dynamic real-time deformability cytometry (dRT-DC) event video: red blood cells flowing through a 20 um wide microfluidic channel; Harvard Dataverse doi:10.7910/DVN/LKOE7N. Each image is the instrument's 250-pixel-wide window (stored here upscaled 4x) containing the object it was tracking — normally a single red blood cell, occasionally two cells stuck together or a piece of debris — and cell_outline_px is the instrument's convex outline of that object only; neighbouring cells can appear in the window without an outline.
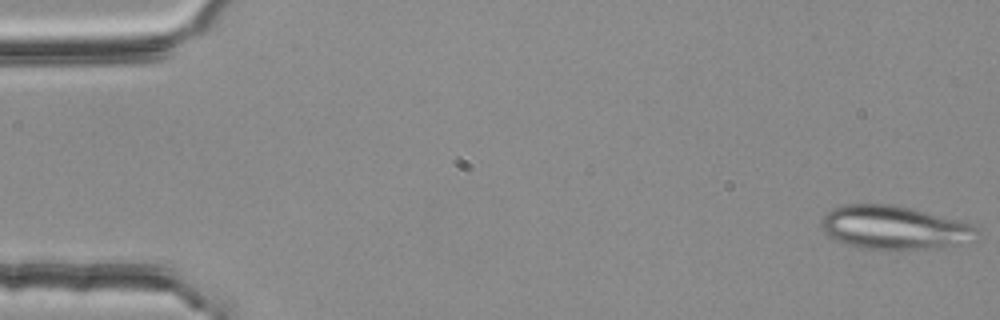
{"species": "common noctule bat (a hibernating species)", "species_latin": "Nyctalus noctula", "temperature_condition": "room temperature", "stored_images_in_passage": 53, "segment_of_instrument_passage": [1, 2], "camera_frame_rate_fps": 3000, "um_per_image_px": 0.085, "animal": {"sex": "female", "body_mass_g": 25.1}, "frame": {"image": 1, "passage_image": 1, "time_ms": 0.0, "image_size_px": [1000, 320], "cell_outline_px": [[980, 240], [940, 248], [860, 248], [836, 240], [828, 236], [824, 232], [820, 224], [820, 220], [832, 208], [840, 204], [892, 204], [972, 224], [980, 228]], "centroid_in_image_um": [76.05, 19.34], "position_along_channel_um": 9.0, "area_um2": 39.42}}